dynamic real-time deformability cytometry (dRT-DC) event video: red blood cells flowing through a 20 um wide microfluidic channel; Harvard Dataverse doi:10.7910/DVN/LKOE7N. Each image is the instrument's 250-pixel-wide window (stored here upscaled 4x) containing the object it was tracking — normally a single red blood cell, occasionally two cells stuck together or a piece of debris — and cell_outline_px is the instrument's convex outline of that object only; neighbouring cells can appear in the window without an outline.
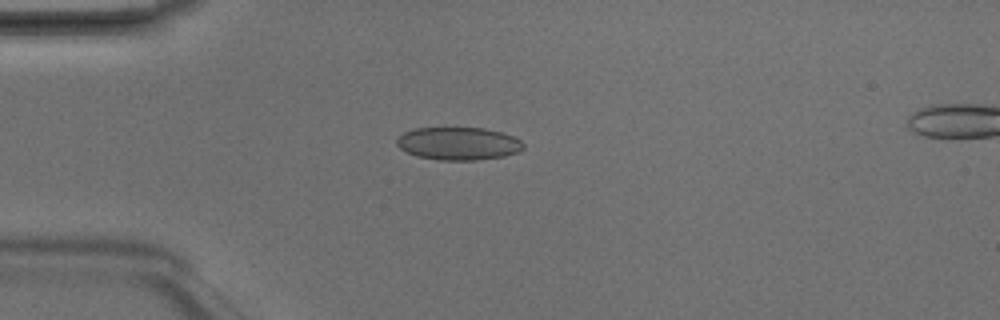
{"species": "Egyptian fruit bat (a non-hibernating species)", "species_latin": "Rousettus aegyptiacus", "temperature_condition": "room temperature", "stored_images_in_passage": 2, "camera_frame_rate_fps": 3000, "um_per_image_px": 0.085, "animal": {"sex": "male"}, "frame": {"image": 1, "passage_image": 1, "time_ms": 0.0, "image_size_px": [1000, 320], "cell_outline_px": [[524, 148], [516, 152], [504, 156], [476, 160], [440, 160], [416, 156], [400, 148], [396, 144], [396, 140], [404, 132], [416, 128], [484, 128], [500, 132], [512, 136], [520, 140], [524, 144]], "centroid_in_image_um": [38.95, 12.2], "position_along_channel_um": 46.0, "area_um2": 24.04}}